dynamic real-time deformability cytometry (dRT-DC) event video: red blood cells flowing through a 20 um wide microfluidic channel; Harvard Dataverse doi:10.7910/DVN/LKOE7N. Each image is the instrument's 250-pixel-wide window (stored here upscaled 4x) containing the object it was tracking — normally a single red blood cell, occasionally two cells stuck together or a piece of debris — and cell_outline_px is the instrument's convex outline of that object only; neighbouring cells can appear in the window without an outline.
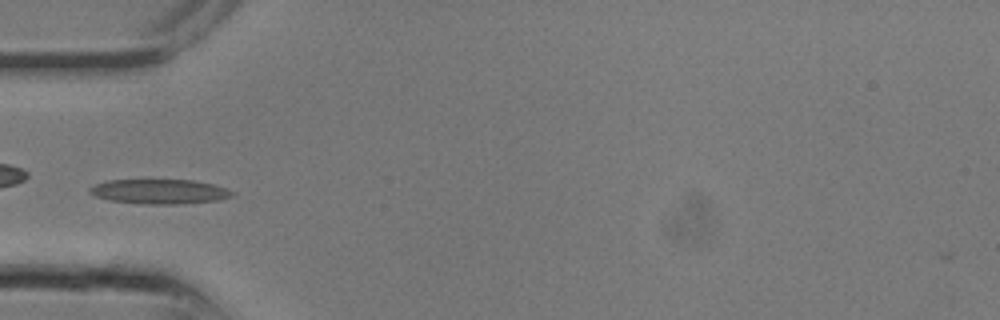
{"species": "common noctule bat (a hibernating species)", "species_latin": "Nyctalus noctula", "temperature_condition": "room temperature", "stored_images_in_passage": 8, "camera_frame_rate_fps": 3000, "um_per_image_px": 0.085, "animal": {"sex": "male", "body_mass_g": 13.3}, "frame": {"image": 1, "passage_image": 7, "time_ms": 2.0, "image_size_px": [1000, 320], "cell_outline_px": [[236, 192], [232, 196], [220, 200], [180, 204], [140, 204], [108, 200], [96, 196], [88, 192], [88, 188], [96, 184], [108, 180], [192, 180], [212, 184]], "centroid_in_image_um": [13.55, 16.29], "position_along_channel_um": 71.5, "area_um2": 20.52}}